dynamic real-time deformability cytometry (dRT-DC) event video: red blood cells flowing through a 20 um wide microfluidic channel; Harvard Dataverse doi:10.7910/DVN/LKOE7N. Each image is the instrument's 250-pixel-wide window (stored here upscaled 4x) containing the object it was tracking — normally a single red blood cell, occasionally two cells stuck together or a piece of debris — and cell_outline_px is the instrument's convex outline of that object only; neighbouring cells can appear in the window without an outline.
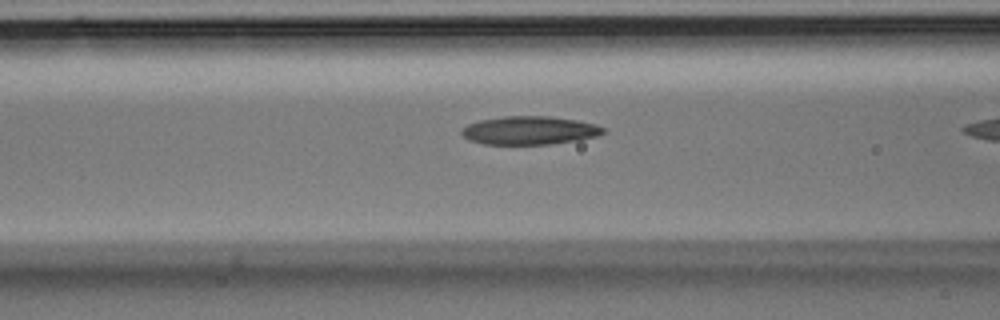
{"species": "Egyptian fruit bat (a non-hibernating species)", "species_latin": "Rousettus aegyptiacus", "temperature_condition": "room temperature", "stored_images_in_passage": 9, "camera_frame_rate_fps": 3000, "um_per_image_px": 0.085, "animal": {"sex": "male"}, "frame": {"image": 1, "passage_image": 8, "time_ms": 2.333, "image_size_px": [1000, 320], "cell_outline_px": [[604, 132], [596, 136], [580, 140], [548, 144], [484, 144], [468, 140], [460, 132], [468, 124], [480, 120], [504, 116], [552, 116], [576, 120], [596, 124], [604, 128]], "centroid_in_image_um": [45.01, 11.08], "position_along_channel_um": 121.6, "area_um2": 23.35}}